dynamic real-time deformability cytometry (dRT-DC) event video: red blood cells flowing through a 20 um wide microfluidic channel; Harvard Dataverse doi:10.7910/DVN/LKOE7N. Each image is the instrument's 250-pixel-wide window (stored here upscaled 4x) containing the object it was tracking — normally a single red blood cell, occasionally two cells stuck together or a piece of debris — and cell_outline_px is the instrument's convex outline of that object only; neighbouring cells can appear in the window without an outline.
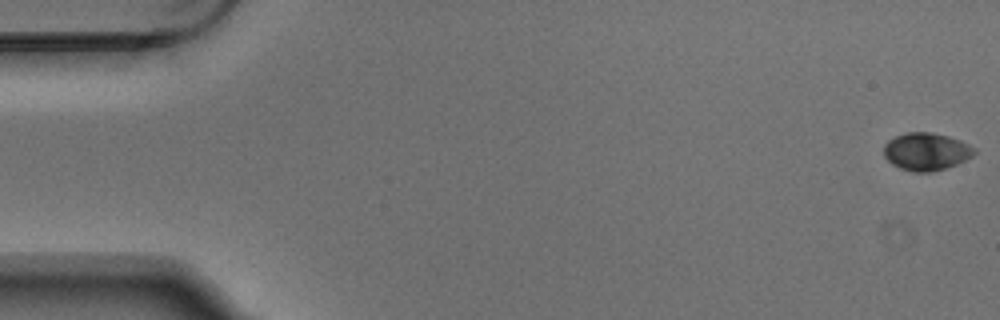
{"species": "Egyptian fruit bat (a non-hibernating species)", "species_latin": "Rousettus aegyptiacus", "temperature_condition": "warm", "stored_images_in_passage": 5, "camera_frame_rate_fps": 3000, "um_per_image_px": 0.085, "animal": {"sex": "male"}, "frame": {"image": 1, "passage_image": 1, "time_ms": 0.0, "image_size_px": [1000, 320], "cell_outline_px": [[976, 152], [972, 156], [956, 164], [932, 172], [912, 172], [900, 168], [892, 164], [884, 156], [884, 144], [888, 140], [896, 136], [908, 132], [932, 132], [948, 136], [960, 140], [976, 148]], "centroid_in_image_um": [78.72, 12.88], "position_along_channel_um": 6.3, "area_um2": 19.83}}
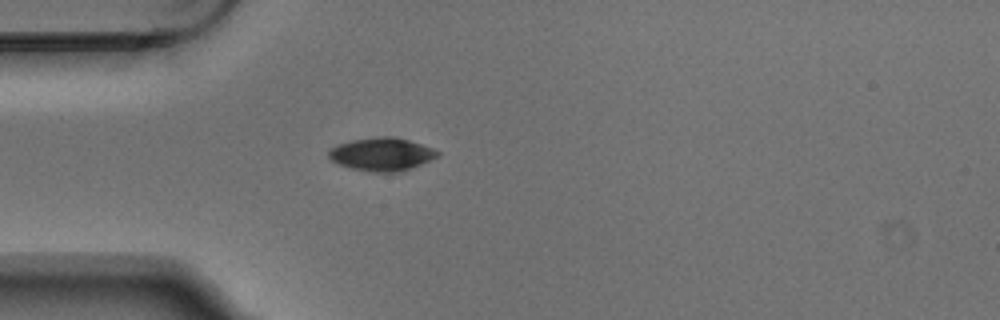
{"frame": {"image": 2, "passage_image": 5, "time_ms": 1.333, "image_size_px": [1000, 320], "cell_outline_px": [[440, 152], [436, 156], [420, 164], [400, 172], [372, 172], [352, 168], [340, 164], [332, 160], [328, 156], [328, 152], [332, 148], [340, 144], [352, 140], [380, 136], [392, 136], [408, 140], [432, 148]], "centroid_in_image_um": [32.43, 13.11], "position_along_channel_um": 52.6, "area_um2": 20.52}}